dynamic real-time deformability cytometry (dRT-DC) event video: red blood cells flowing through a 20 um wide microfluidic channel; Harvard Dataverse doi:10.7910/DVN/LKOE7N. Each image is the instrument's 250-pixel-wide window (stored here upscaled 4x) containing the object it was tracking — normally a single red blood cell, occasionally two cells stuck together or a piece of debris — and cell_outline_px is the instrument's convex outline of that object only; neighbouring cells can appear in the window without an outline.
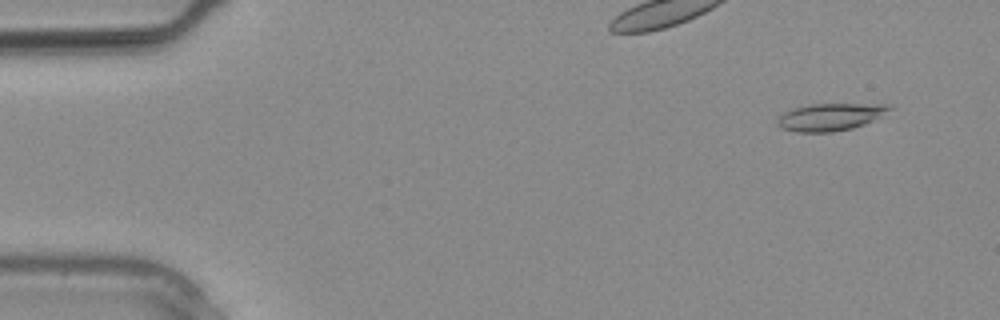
{"species": "common noctule bat (a hibernating species)", "species_latin": "Nyctalus noctula", "temperature_condition": "warm", "stored_images_in_passage": 9, "camera_frame_rate_fps": 3000, "um_per_image_px": 0.085, "animal": {"sex": "male", "body_mass_g": 20.4}, "frame": {"image": 1, "passage_image": 3, "time_ms": 0.667, "image_size_px": [1000, 320], "cell_outline_px": [[892, 108], [872, 120], [864, 124], [852, 128], [832, 132], [796, 132], [780, 128], [776, 124], [776, 120], [784, 112], [792, 108], [812, 104], [892, 104]], "centroid_in_image_um": [70.51, 9.94], "position_along_channel_um": 14.5, "area_um2": 17.74}}